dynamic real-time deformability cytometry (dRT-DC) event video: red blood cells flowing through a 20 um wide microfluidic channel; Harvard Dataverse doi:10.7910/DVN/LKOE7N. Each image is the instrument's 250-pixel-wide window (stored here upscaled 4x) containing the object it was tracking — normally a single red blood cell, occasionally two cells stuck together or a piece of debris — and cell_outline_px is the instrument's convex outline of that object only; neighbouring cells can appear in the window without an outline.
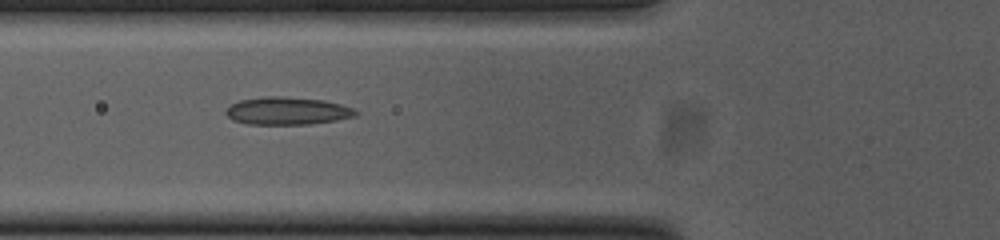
{"species": "common noctule bat (a hibernating species)", "species_latin": "Nyctalus noctula", "temperature_condition": "cold", "stored_images_in_passage": 51, "camera_frame_rate_fps": 3000, "um_per_image_px": 0.085, "animal": {"sex": "female", "body_mass_g": 23.0, "forearm_length_mm": 53.4}, "frame": {"image": 1, "passage_image": 19, "time_ms": 6.0, "image_size_px": [1000, 240], "cell_outline_px": [[360, 112], [356, 116], [336, 120], [312, 124], [248, 124], [232, 120], [224, 112], [232, 104], [240, 100], [264, 96], [280, 96], [324, 100], [340, 104], [352, 108]], "centroid_in_image_um": [24.43, 9.43], "position_along_channel_um": 101.4, "area_um2": 20.92}}
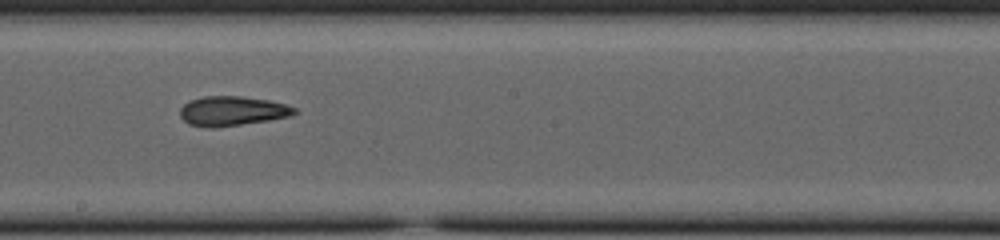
{"frame": {"image": 2, "passage_image": 29, "time_ms": 9.333, "image_size_px": [1000, 240], "cell_outline_px": [[296, 112], [292, 116], [268, 120], [212, 128], [188, 124], [180, 116], [180, 108], [188, 100], [204, 96], [244, 96], [268, 100], [284, 104], [296, 108]], "centroid_in_image_um": [19.71, 9.42], "position_along_channel_um": 228.5, "area_um2": 19.65}}
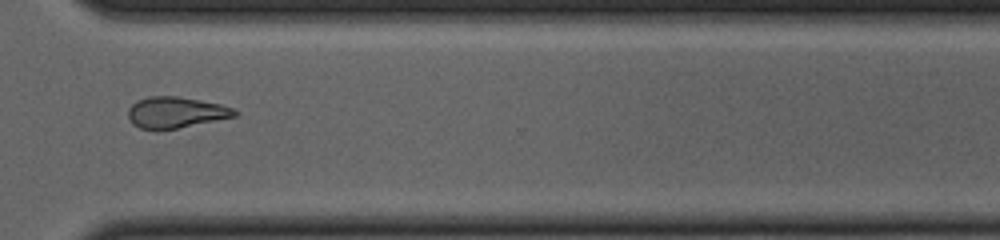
{"frame": {"image": 3, "passage_image": 39, "time_ms": 12.667, "image_size_px": [1000, 240], "cell_outline_px": [[240, 112], [236, 116], [156, 132], [140, 128], [132, 124], [128, 120], [128, 108], [136, 100], [148, 96], [176, 96], [200, 100], [220, 104], [232, 108]], "centroid_in_image_um": [14.87, 9.57], "position_along_channel_um": 355.7, "area_um2": 19.59}}